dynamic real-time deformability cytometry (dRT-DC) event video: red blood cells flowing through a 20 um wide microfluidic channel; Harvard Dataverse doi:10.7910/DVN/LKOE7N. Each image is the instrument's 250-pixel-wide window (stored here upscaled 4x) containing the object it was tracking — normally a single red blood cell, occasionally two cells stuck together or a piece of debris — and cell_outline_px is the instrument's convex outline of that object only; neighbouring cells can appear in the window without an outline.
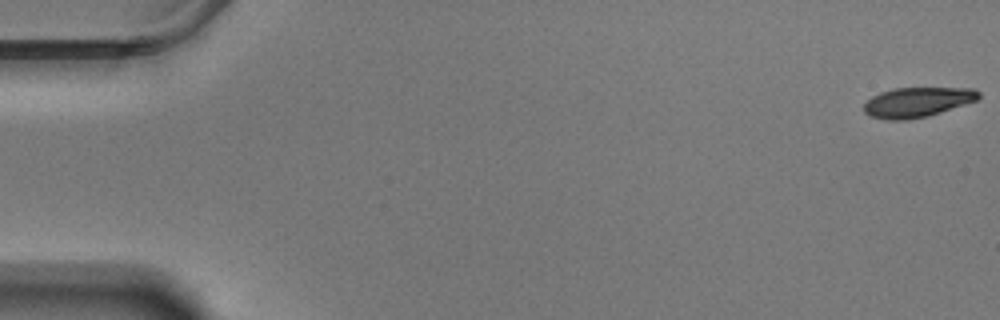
{"species": "Egyptian fruit bat (a non-hibernating species)", "species_latin": "Rousettus aegyptiacus", "temperature_condition": "warm", "stored_images_in_passage": 13, "camera_frame_rate_fps": 3000, "um_per_image_px": 0.085, "animal": {"sex": "male"}, "frame": {"image": 1, "passage_image": 1, "time_ms": 0.0, "image_size_px": [1000, 320], "cell_outline_px": [[980, 96], [976, 100], [928, 116], [904, 120], [888, 120], [872, 116], [864, 112], [864, 104], [872, 96], [880, 92], [892, 88], [976, 88], [980, 92]], "centroid_in_image_um": [77.96, 8.67], "position_along_channel_um": 7.0, "area_um2": 19.83}}